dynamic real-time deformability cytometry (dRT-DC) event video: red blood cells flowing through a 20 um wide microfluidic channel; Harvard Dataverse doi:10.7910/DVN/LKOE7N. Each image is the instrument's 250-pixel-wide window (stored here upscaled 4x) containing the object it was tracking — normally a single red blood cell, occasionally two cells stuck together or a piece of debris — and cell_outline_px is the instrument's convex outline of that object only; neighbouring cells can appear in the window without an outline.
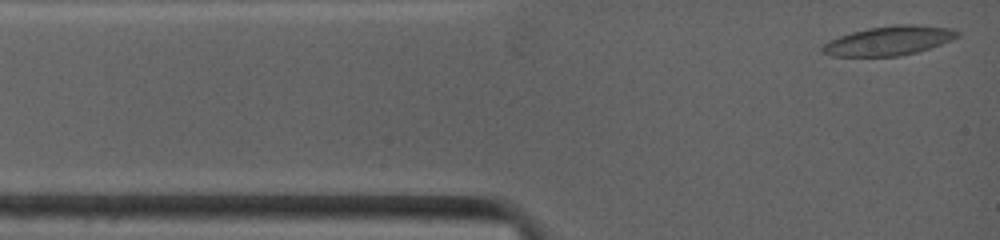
{"species": "common noctule bat (a hibernating species)", "species_latin": "Nyctalus noctula", "temperature_condition": "warm", "stored_images_in_passage": 56, "camera_frame_rate_fps": 4500, "um_per_image_px": 0.085, "animal": {"sex": "female", "body_mass_g": 19.0, "forearm_length_mm": 53.3}, "frame": {"image": 1, "passage_image": 1, "time_ms": 0.0, "image_size_px": [1000, 240], "cell_outline_px": [[960, 36], [952, 40], [916, 52], [900, 56], [832, 56], [824, 52], [820, 48], [828, 40], [852, 32], [868, 28], [896, 24], [912, 24], [952, 28], [960, 32]], "centroid_in_image_um": [75.58, 3.45], "position_along_channel_um": 9.4, "area_um2": 22.95}}
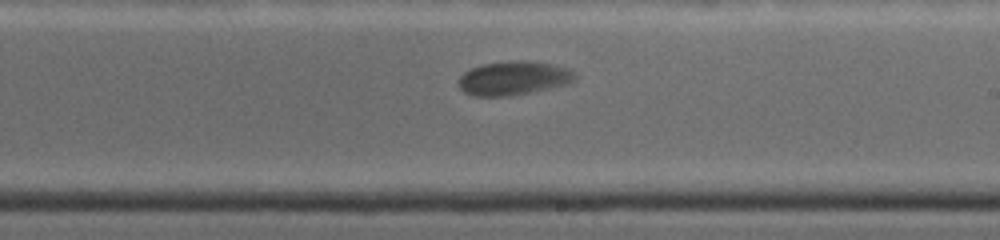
{"frame": {"image": 2, "passage_image": 33, "time_ms": 7.111, "image_size_px": [1000, 240], "cell_outline_px": [[576, 80], [568, 84], [508, 96], [472, 96], [464, 92], [456, 84], [460, 76], [464, 72], [480, 64], [512, 60], [528, 60], [552, 64], [564, 68], [572, 72], [576, 76]], "centroid_in_image_um": [43.59, 6.63], "position_along_channel_um": 245.4, "area_um2": 23.0}}
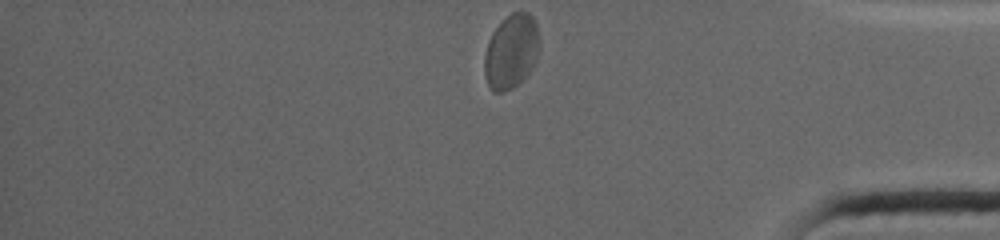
{"frame": {"image": 3, "passage_image": 56, "time_ms": 11.556, "image_size_px": [1000, 240], "cell_outline_px": [[536, 60], [532, 68], [512, 88], [504, 92], [492, 92], [484, 76], [484, 56], [488, 40], [492, 32], [500, 20], [512, 12], [528, 12], [532, 16], [536, 24]], "centroid_in_image_um": [43.38, 4.37], "position_along_channel_um": 391.8, "area_um2": 23.47}, "authors_computed_cell_mechanics": {"area_um2": 22.9466, "velocity_mm_per_s": 3.8418, "shape_relaxation_time_tau1_ms": 3.5265, "shape_relaxation_time_tau2_ms": null, "deformation_change_tau1": 0.1135, "deformation_change_tau2": null}}